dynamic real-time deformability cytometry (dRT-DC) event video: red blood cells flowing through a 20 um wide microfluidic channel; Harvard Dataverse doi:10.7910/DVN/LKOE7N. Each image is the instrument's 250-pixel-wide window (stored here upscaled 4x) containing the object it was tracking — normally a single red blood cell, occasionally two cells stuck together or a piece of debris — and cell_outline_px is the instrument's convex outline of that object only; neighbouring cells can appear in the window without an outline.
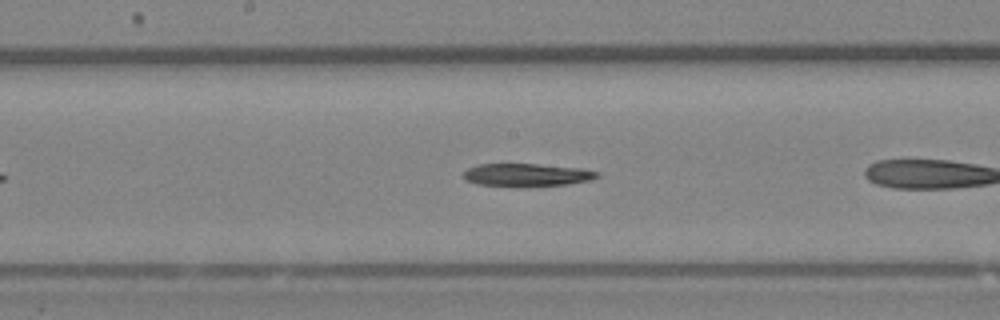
{"species": "Egyptian fruit bat (a non-hibernating species)", "species_latin": "Rousettus aegyptiacus", "temperature_condition": "room temperature", "stored_images_in_passage": 36, "camera_frame_rate_fps": 3000, "um_per_image_px": 0.085, "animal": {"sex": "female"}, "frame": {"image": 1, "passage_image": 11, "time_ms": 3.333, "image_size_px": [1000, 320], "cell_outline_px": [[600, 176], [592, 180], [568, 184], [524, 188], [520, 188], [476, 184], [464, 180], [464, 172], [468, 168], [476, 164], [536, 164], [584, 168], [600, 172]], "centroid_in_image_um": [44.8, 14.89], "position_along_channel_um": 203.4, "area_um2": 18.5}}
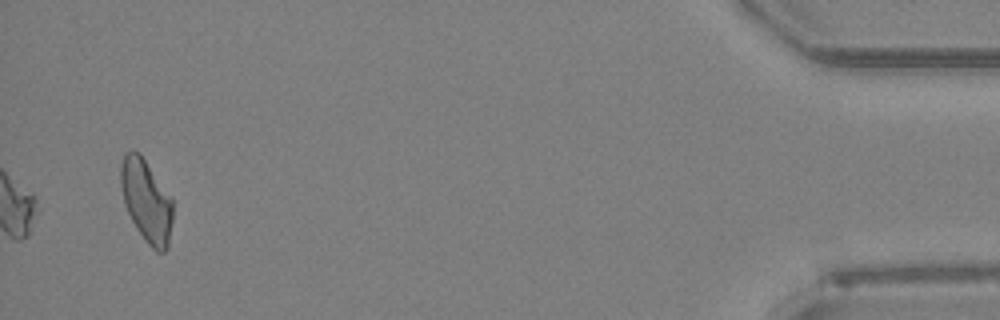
{"frame": {"image": 2, "passage_image": 36, "time_ms": 11.667, "image_size_px": [1000, 320], "cell_outline_px": [[172, 220], [168, 248], [164, 252], [156, 252], [148, 244], [136, 228], [124, 204], [120, 184], [120, 164], [124, 152], [132, 148], [140, 152], [172, 196]], "centroid_in_image_um": [12.43, 17.01], "position_along_channel_um": 422.8, "area_um2": 25.55}}